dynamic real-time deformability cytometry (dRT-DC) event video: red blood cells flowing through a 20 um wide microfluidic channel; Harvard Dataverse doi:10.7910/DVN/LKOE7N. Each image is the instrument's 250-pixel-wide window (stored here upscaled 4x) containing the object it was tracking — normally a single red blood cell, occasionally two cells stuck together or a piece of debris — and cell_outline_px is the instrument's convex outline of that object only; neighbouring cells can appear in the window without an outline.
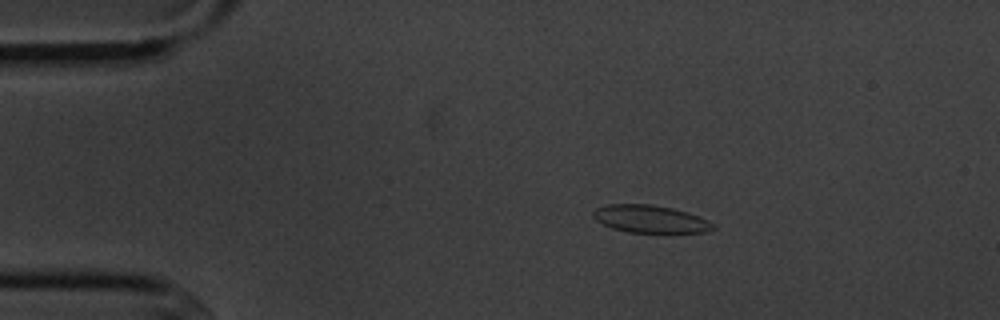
{"species": "common noctule bat (a hibernating species)", "species_latin": "Nyctalus noctula", "temperature_condition": "cold", "stored_images_in_passage": 4, "camera_frame_rate_fps": 3000, "um_per_image_px": 0.085, "animal": {"sex": "male", "body_mass_g": 20.1, "forearm_length_mm": 53.5}, "frame": {"image": 1, "passage_image": 2, "time_ms": 1.333, "image_size_px": [1000, 320], "cell_outline_px": [[716, 228], [708, 232], [628, 232], [612, 228], [596, 220], [592, 216], [592, 212], [596, 208], [608, 204], [652, 204], [672, 208], [688, 212], [708, 220]], "centroid_in_image_um": [55.26, 18.61], "position_along_channel_um": 29.7, "area_um2": 19.19}}